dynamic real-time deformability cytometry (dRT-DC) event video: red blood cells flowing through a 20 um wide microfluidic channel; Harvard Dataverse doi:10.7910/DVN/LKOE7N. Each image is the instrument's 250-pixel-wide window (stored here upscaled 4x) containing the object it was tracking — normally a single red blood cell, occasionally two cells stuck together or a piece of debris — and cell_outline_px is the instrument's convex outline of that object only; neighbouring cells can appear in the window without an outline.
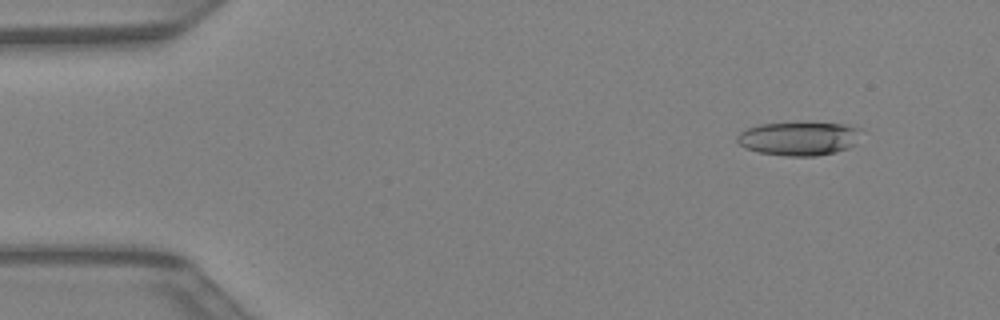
{"species": "Egyptian fruit bat (a non-hibernating species)", "species_latin": "Rousettus aegyptiacus", "temperature_condition": "warm", "stored_images_in_passage": 40, "camera_frame_rate_fps": 3000, "um_per_image_px": 0.085, "animal": {"sex": "female"}, "frame": {"image": 1, "passage_image": 2, "time_ms": 0.333, "image_size_px": [1000, 320], "cell_outline_px": [[864, 128], [852, 144], [848, 148], [836, 152], [816, 156], [788, 156], [760, 152], [748, 148], [740, 144], [736, 140], [736, 136], [740, 132], [748, 128], [760, 124], [844, 124]], "centroid_in_image_um": [67.92, 11.79], "position_along_channel_um": 17.1, "area_um2": 23.76}}
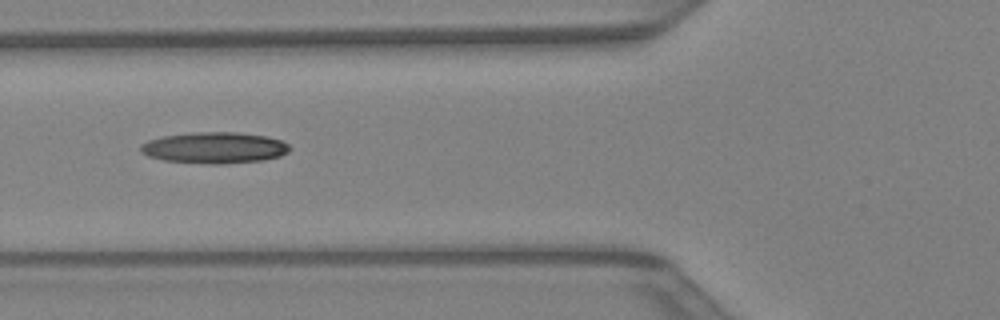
{"frame": {"image": 2, "passage_image": 14, "time_ms": 4.333, "image_size_px": [1000, 320], "cell_outline_px": [[292, 148], [288, 152], [280, 156], [264, 160], [220, 164], [212, 164], [164, 160], [148, 156], [140, 152], [140, 144], [148, 140], [164, 136], [188, 132], [236, 132], [268, 136], [280, 140], [288, 144]], "centroid_in_image_um": [18.23, 12.55], "position_along_channel_um": 107.6, "area_um2": 27.28}}
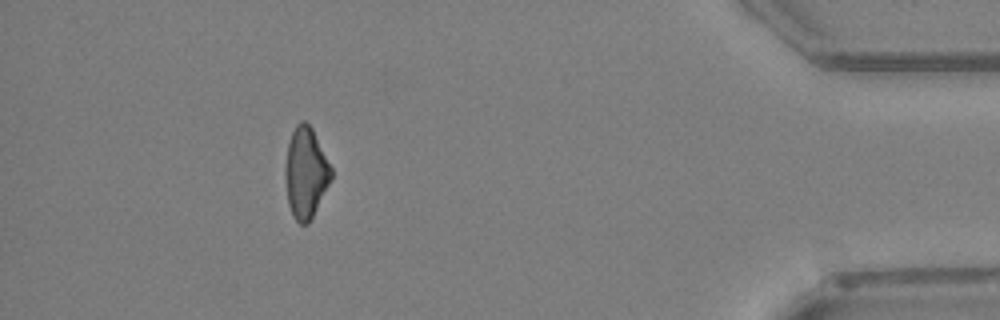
{"frame": {"image": 3, "passage_image": 36, "time_ms": 11.667, "image_size_px": [1000, 320], "cell_outline_px": [[332, 176], [308, 224], [300, 224], [296, 220], [288, 204], [284, 172], [284, 168], [288, 140], [296, 124], [300, 120], [304, 120], [312, 128], [332, 168]], "centroid_in_image_um": [25.96, 14.64], "position_along_channel_um": 409.2, "area_um2": 24.1}}